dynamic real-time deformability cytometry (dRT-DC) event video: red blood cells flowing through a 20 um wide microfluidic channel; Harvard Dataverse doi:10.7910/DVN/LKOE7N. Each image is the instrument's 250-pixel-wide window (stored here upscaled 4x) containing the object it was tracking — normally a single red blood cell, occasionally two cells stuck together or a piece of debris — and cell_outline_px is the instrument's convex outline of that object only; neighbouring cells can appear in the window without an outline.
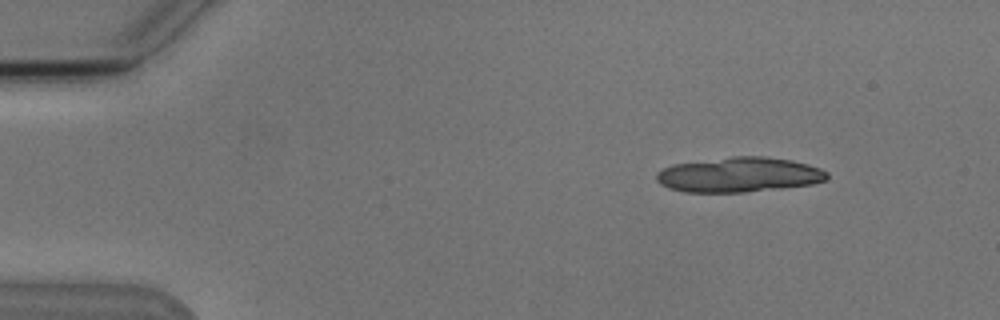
{"species": "Egyptian fruit bat (a non-hibernating species)", "species_latin": "Rousettus aegyptiacus", "temperature_condition": "cold", "stored_images_in_passage": 6, "camera_frame_rate_fps": 3000, "um_per_image_px": 0.085, "animal": {"sex": "male"}, "frame": {"image": 1, "passage_image": 2, "time_ms": 1.333, "image_size_px": [1000, 320], "cell_outline_px": [[828, 180], [812, 184], [780, 188], [744, 192], [684, 192], [668, 188], [660, 184], [656, 180], [656, 172], [672, 164], [732, 156], [764, 156], [792, 160], [808, 164], [820, 168], [828, 172]], "centroid_in_image_um": [62.82, 14.85], "position_along_channel_um": 22.2, "area_um2": 34.91}}